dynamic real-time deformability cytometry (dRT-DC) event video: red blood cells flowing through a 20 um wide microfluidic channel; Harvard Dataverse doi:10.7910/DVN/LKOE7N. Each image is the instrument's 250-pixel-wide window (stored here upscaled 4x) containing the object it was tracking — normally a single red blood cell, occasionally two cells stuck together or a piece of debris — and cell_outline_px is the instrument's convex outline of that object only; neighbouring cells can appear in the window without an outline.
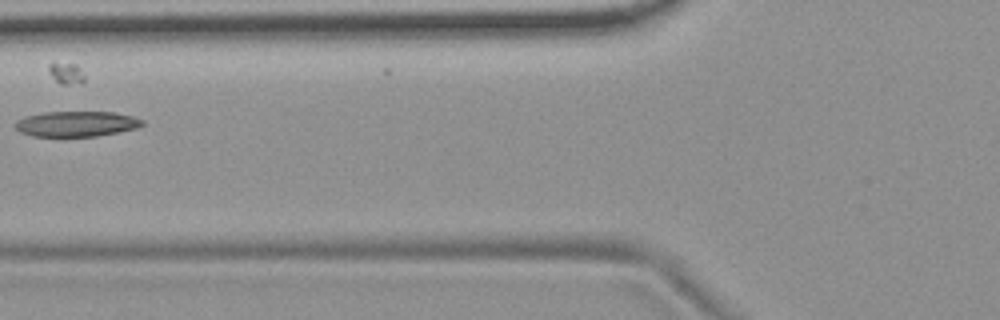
{"species": "common noctule bat (a hibernating species)", "species_latin": "Nyctalus noctula", "temperature_condition": "room temperature", "stored_images_in_passage": 8, "camera_frame_rate_fps": 3000, "um_per_image_px": 0.085, "animal": {"sex": "female", "body_mass_g": 19.9}, "frame": {"image": 1, "passage_image": 6, "time_ms": 1.667, "image_size_px": [1000, 320], "cell_outline_px": [[144, 124], [136, 128], [96, 136], [32, 136], [20, 132], [12, 124], [16, 120], [24, 116], [44, 112], [112, 112], [132, 116], [144, 120]], "centroid_in_image_um": [6.44, 10.52], "position_along_channel_um": 119.4, "area_um2": 18.79}}
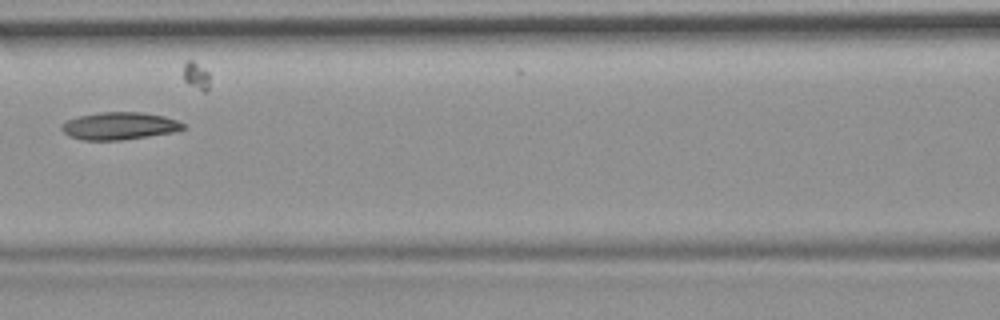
{"frame": {"image": 2, "passage_image": 7, "time_ms": 2.0, "image_size_px": [1000, 320], "cell_outline_px": [[184, 128], [172, 132], [148, 136], [120, 140], [80, 140], [68, 136], [60, 128], [60, 124], [68, 120], [80, 116], [100, 112], [144, 112], [164, 116], [176, 120], [184, 124]], "centroid_in_image_um": [10.1, 10.7], "position_along_channel_um": 156.5, "area_um2": 19.36}}